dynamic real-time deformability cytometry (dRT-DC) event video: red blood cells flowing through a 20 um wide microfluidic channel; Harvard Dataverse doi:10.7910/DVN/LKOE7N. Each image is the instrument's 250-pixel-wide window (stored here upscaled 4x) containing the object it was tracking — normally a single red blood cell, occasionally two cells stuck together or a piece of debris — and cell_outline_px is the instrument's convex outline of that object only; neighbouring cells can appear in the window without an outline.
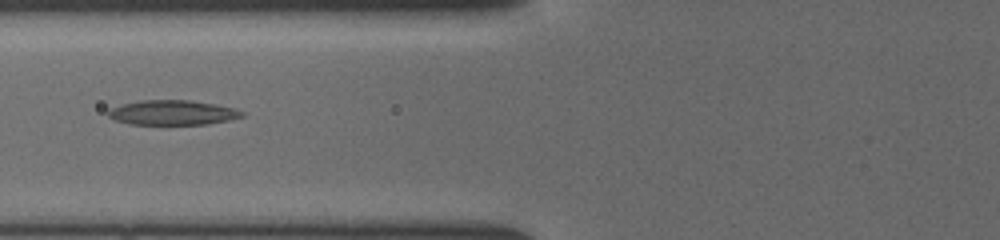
{"species": "common noctule bat (a hibernating species)", "species_latin": "Nyctalus noctula", "temperature_condition": "cold", "stored_images_in_passage": 37, "camera_frame_rate_fps": 3000, "um_per_image_px": 0.085, "animal": {"sex": "female", "body_mass_g": 19.5, "forearm_length_mm": 54.1}, "frame": {"image": 1, "passage_image": 9, "time_ms": 2.667, "image_size_px": [1000, 240], "cell_outline_px": [[244, 116], [228, 120], [208, 124], [132, 124], [116, 120], [108, 116], [108, 112], [112, 108], [124, 104], [144, 100], [188, 100], [212, 104], [232, 108], [244, 112]], "centroid_in_image_um": [14.68, 9.58], "position_along_channel_um": 111.1, "area_um2": 18.84}}
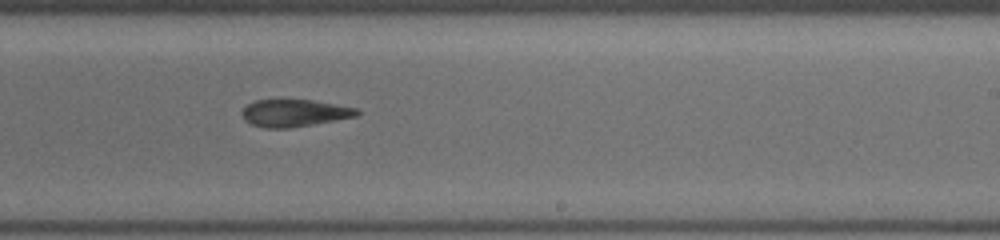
{"frame": {"image": 2, "passage_image": 20, "time_ms": 6.333, "image_size_px": [1000, 240], "cell_outline_px": [[360, 112], [356, 116], [312, 124], [288, 128], [264, 128], [252, 124], [244, 120], [244, 108], [248, 104], [256, 100], [312, 100], [356, 108]], "centroid_in_image_um": [25.01, 9.61], "position_along_channel_um": 264.0, "area_um2": 17.8}}
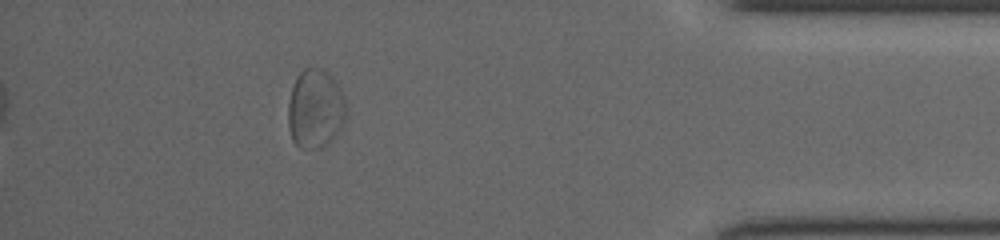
{"frame": {"image": 3, "passage_image": 33, "time_ms": 10.667, "image_size_px": [1000, 240], "cell_outline_px": [[348, 116], [340, 128], [324, 148], [300, 148], [292, 140], [288, 124], [288, 104], [292, 88], [296, 76], [304, 68], [316, 68], [324, 72], [340, 88], [344, 96], [348, 108]], "centroid_in_image_um": [26.81, 9.28], "position_along_channel_um": 408.4, "area_um2": 26.7}}